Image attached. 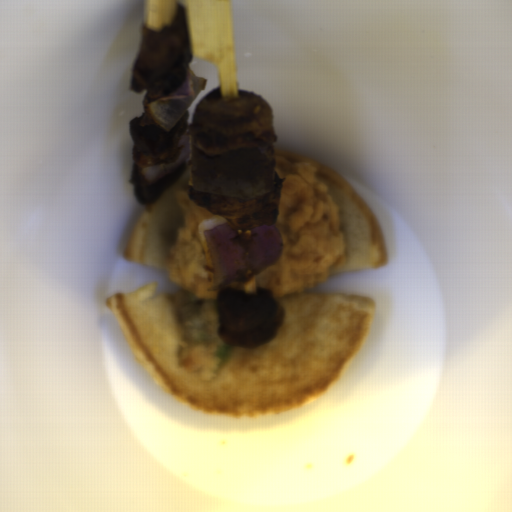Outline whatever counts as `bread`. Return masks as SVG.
<instances>
[{
  "label": "bread",
  "instance_id": "cb027b5d",
  "mask_svg": "<svg viewBox=\"0 0 512 512\" xmlns=\"http://www.w3.org/2000/svg\"><path fill=\"white\" fill-rule=\"evenodd\" d=\"M274 156L292 162H312L337 205L344 241V257L342 263L330 274L370 271L389 262V247L375 214L342 174L302 153L274 150Z\"/></svg>",
  "mask_w": 512,
  "mask_h": 512
},
{
  "label": "bread",
  "instance_id": "8d2b1439",
  "mask_svg": "<svg viewBox=\"0 0 512 512\" xmlns=\"http://www.w3.org/2000/svg\"><path fill=\"white\" fill-rule=\"evenodd\" d=\"M274 300L283 307L274 338L253 348L228 344L216 379H203L184 365L176 307L154 281L105 299L166 393L187 407L244 419L327 394L362 345L374 308L370 297L308 289Z\"/></svg>",
  "mask_w": 512,
  "mask_h": 512
},
{
  "label": "bread",
  "instance_id": "b6be36c0",
  "mask_svg": "<svg viewBox=\"0 0 512 512\" xmlns=\"http://www.w3.org/2000/svg\"><path fill=\"white\" fill-rule=\"evenodd\" d=\"M179 187L173 182L159 199L145 206L127 241V260L171 273V245L177 241L183 223Z\"/></svg>",
  "mask_w": 512,
  "mask_h": 512
}]
</instances>
